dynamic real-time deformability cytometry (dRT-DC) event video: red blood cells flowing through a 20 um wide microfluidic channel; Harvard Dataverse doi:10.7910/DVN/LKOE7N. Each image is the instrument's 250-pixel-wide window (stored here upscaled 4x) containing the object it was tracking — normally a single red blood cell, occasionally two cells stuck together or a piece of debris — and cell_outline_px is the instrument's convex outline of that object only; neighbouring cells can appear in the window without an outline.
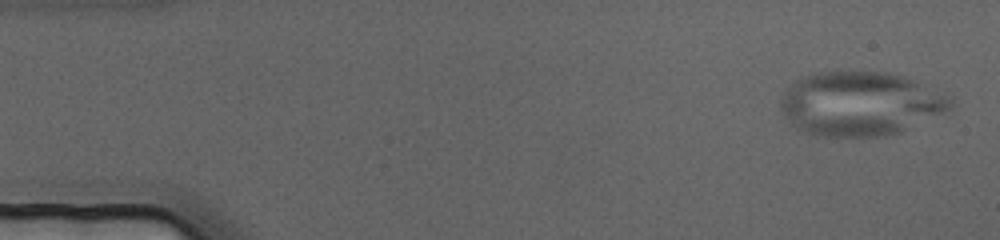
{"species": "human", "species_latin": "Homo sapiens", "temperature_condition": "cold", "stored_images_in_passage": 7, "camera_frame_rate_fps": 3000, "um_per_image_px": 0.085, "donor": {"sex": "female"}, "frame": {"image": 1, "passage_image": 2, "time_ms": 0.333, "image_size_px": [1000, 240], "cell_outline_px": [[952, 108], [944, 112], [900, 132], [884, 136], [816, 136], [796, 132], [784, 116], [780, 108], [780, 100], [784, 92], [800, 76], [812, 72], [884, 72], [904, 76], [952, 96]], "centroid_in_image_um": [73.07, 8.82], "position_along_channel_um": 11.9, "area_um2": 63.93}}